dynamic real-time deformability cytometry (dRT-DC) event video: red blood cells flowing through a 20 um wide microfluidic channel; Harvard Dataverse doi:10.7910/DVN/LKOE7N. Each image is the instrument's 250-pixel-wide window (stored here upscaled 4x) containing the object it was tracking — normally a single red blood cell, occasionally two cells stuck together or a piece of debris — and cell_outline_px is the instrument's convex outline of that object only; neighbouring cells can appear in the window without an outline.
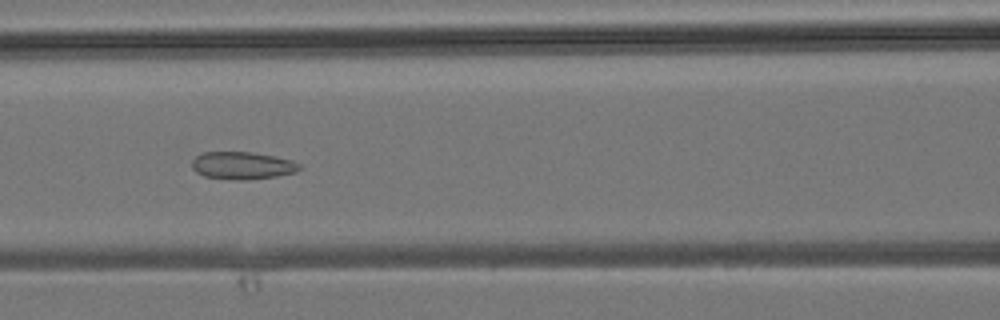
{"species": "common noctule bat (a hibernating species)", "species_latin": "Nyctalus noctula", "temperature_condition": "room temperature", "stored_images_in_passage": 42, "camera_frame_rate_fps": 3000, "um_per_image_px": 0.085, "animal": {"sex": "male", "body_mass_g": 19.2, "forearm_length_mm": 51.8}, "frame": {"image": 1, "passage_image": 18, "time_ms": 5.667, "image_size_px": [1000, 320], "cell_outline_px": [[300, 168], [296, 172], [276, 176], [244, 180], [236, 180], [204, 176], [196, 172], [192, 168], [192, 160], [196, 156], [204, 152], [252, 152], [276, 156], [292, 160], [300, 164]], "centroid_in_image_um": [20.6, 14.06], "position_along_channel_um": 146.0, "area_um2": 17.22}}
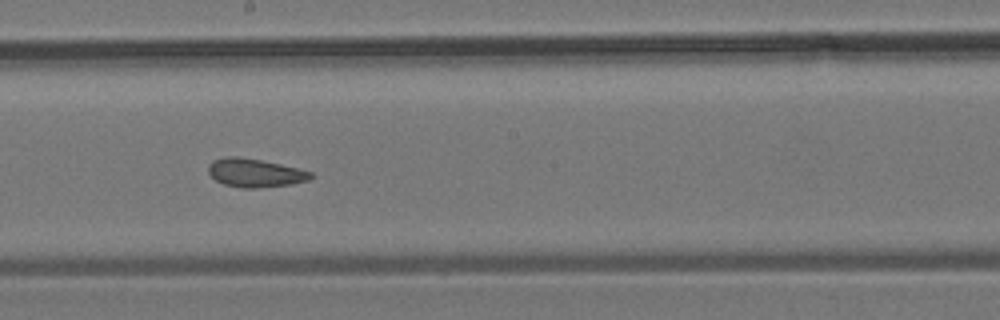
{"frame": {"image": 2, "passage_image": 23, "time_ms": 7.333, "image_size_px": [1000, 320], "cell_outline_px": [[312, 176], [308, 180], [292, 184], [256, 188], [240, 188], [224, 184], [216, 180], [208, 172], [208, 164], [212, 160], [228, 156], [236, 156], [260, 160], [300, 168], [312, 172]], "centroid_in_image_um": [21.66, 14.69], "position_along_channel_um": 226.5, "area_um2": 16.99}}
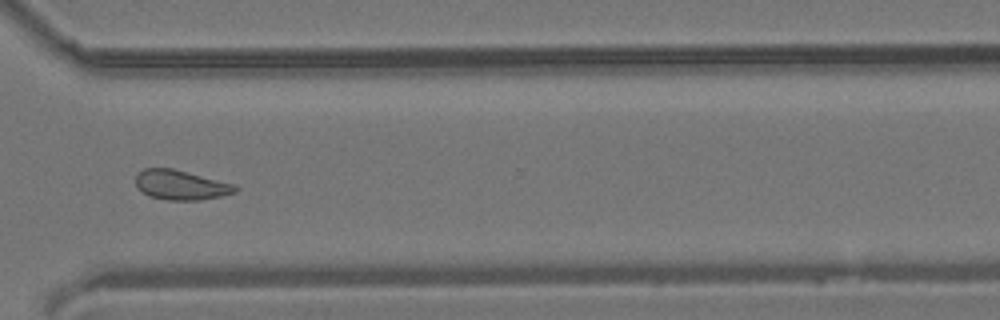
{"frame": {"image": 3, "passage_image": 31, "time_ms": 10.0, "image_size_px": [1000, 320], "cell_outline_px": [[240, 188], [236, 192], [220, 196], [200, 200], [168, 200], [148, 196], [136, 188], [136, 176], [144, 168], [172, 168], [236, 184]], "centroid_in_image_um": [15.39, 15.73], "position_along_channel_um": 355.2, "area_um2": 17.34}}